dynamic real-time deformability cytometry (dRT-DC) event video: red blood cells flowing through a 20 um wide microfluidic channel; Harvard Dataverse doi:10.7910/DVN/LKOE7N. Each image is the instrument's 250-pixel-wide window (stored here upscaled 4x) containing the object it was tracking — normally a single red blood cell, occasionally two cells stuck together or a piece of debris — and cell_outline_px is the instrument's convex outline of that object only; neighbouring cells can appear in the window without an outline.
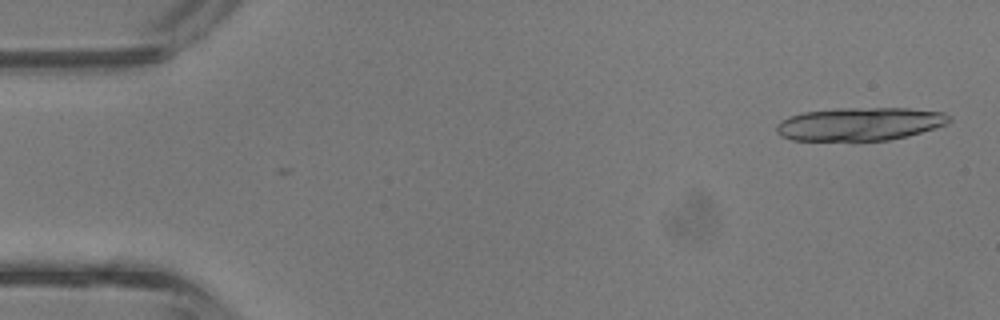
{"species": "common noctule bat (a hibernating species)", "species_latin": "Nyctalus noctula", "temperature_condition": "room temperature", "stored_images_in_passage": 2, "camera_frame_rate_fps": 3000, "um_per_image_px": 0.085, "animal": {"sex": "male", "body_mass_g": 13.3}, "frame": {"image": 1, "passage_image": 2, "time_ms": 0.333, "image_size_px": [1000, 320], "cell_outline_px": [[952, 120], [948, 124], [936, 128], [908, 136], [888, 140], [792, 140], [780, 136], [776, 132], [776, 124], [780, 120], [788, 116], [804, 112], [836, 108], [908, 108], [944, 112], [952, 116]], "centroid_in_image_um": [73.11, 10.53], "position_along_channel_um": 11.9, "area_um2": 33.7}}